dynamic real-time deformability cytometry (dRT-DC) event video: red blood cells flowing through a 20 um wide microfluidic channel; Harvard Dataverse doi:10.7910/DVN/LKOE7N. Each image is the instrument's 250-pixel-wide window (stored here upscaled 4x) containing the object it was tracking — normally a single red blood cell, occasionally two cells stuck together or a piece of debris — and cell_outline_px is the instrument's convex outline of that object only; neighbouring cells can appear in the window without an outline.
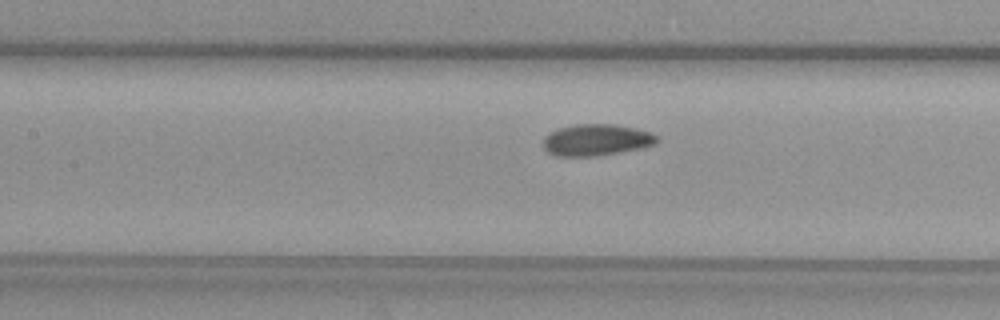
{"species": "common noctule bat (a hibernating species)", "species_latin": "Nyctalus noctula", "temperature_condition": "warm", "stored_images_in_passage": 39, "camera_frame_rate_fps": 3000, "um_per_image_px": 0.085, "animal": {"sex": "female", "body_mass_g": 29.2, "forearm_length_mm": 56.3}, "frame": {"image": 1, "passage_image": 11, "time_ms": 3.333, "image_size_px": [1000, 320], "cell_outline_px": [[660, 140], [656, 144], [640, 148], [596, 156], [556, 156], [548, 152], [544, 148], [544, 136], [560, 128], [576, 124], [616, 124], [636, 128], [652, 132], [660, 136]], "centroid_in_image_um": [50.75, 11.89], "position_along_channel_um": 156.6, "area_um2": 20.98}}
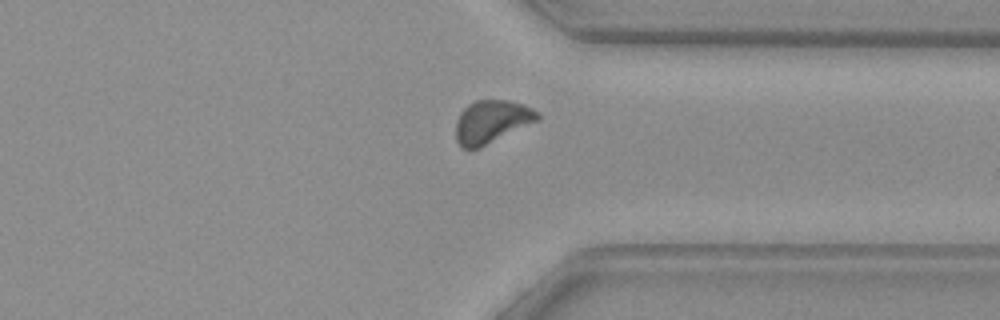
{"frame": {"image": 2, "passage_image": 27, "time_ms": 8.667, "image_size_px": [1000, 320], "cell_outline_px": [[540, 120], [480, 148], [460, 148], [456, 140], [456, 120], [460, 112], [468, 104], [476, 100], [508, 100], [524, 104], [540, 112]], "centroid_in_image_um": [41.8, 10.34], "position_along_channel_um": 369.6, "area_um2": 20.75}}
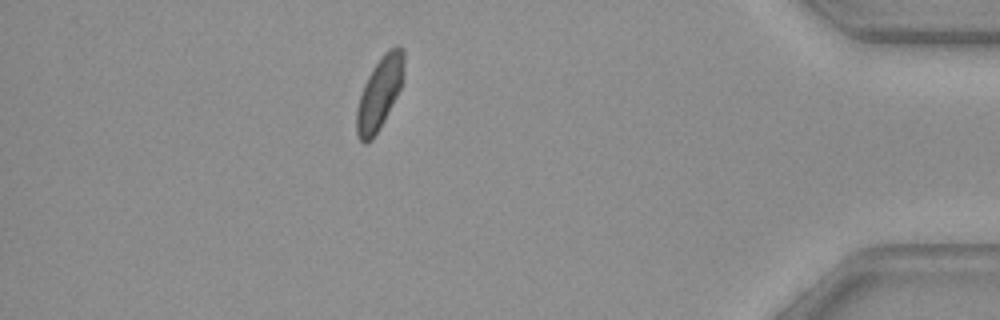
{"frame": {"image": 3, "passage_image": 33, "time_ms": 10.667, "image_size_px": [1000, 320], "cell_outline_px": [[404, 76], [400, 88], [380, 128], [372, 140], [364, 144], [360, 140], [356, 132], [356, 108], [364, 84], [372, 68], [384, 52], [388, 48], [404, 48]], "centroid_in_image_um": [32.25, 7.93], "position_along_channel_um": 403.0, "area_um2": 19.83}}